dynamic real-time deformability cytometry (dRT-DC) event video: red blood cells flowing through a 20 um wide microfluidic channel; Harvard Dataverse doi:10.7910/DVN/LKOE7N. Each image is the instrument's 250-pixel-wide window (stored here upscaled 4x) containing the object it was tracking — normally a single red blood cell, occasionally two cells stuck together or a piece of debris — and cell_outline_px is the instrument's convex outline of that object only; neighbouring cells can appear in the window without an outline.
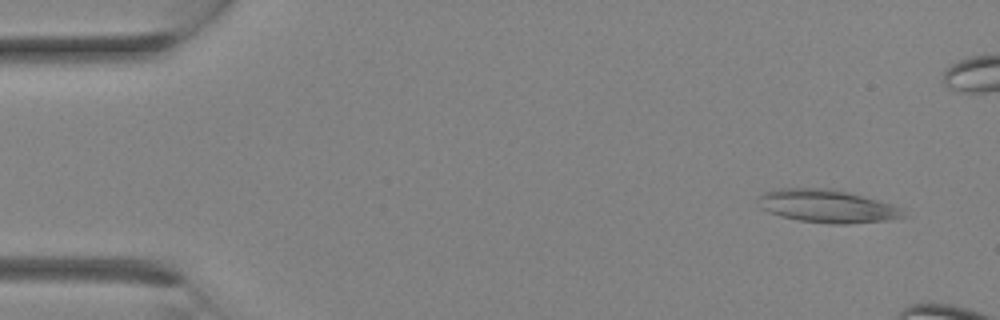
{"species": "Egyptian fruit bat (a non-hibernating species)", "species_latin": "Rousettus aegyptiacus", "temperature_condition": "room temperature", "stored_images_in_passage": 7, "camera_frame_rate_fps": 3000, "um_per_image_px": 0.085, "animal": {"sex": "female"}, "frame": {"image": 1, "passage_image": 2, "time_ms": 0.333, "image_size_px": [1000, 320], "cell_outline_px": [[908, 216], [888, 220], [844, 224], [832, 224], [800, 220], [780, 216], [768, 212], [760, 208], [756, 204], [756, 200], [764, 192], [776, 188], [832, 188], [864, 196], [892, 204], [904, 208]], "centroid_in_image_um": [70.3, 17.51], "position_along_channel_um": 14.7, "area_um2": 28.26}}